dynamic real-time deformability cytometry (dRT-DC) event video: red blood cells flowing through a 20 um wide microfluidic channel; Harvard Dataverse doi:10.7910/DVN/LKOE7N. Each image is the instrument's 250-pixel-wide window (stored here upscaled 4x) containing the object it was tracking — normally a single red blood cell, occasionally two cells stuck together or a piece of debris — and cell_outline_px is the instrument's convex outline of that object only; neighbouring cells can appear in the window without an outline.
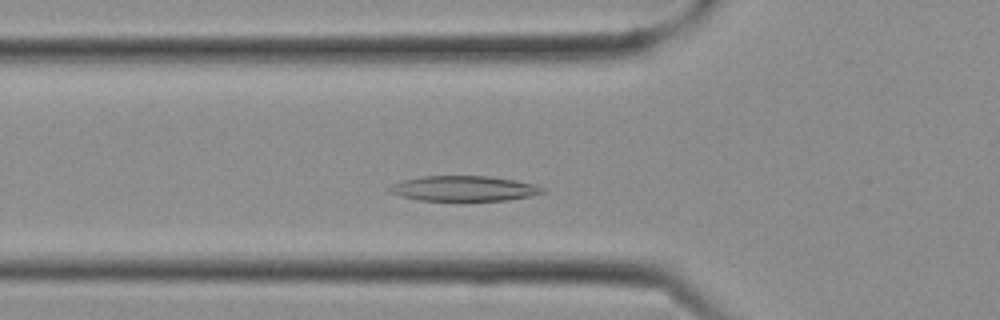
{"species": "Egyptian fruit bat (a non-hibernating species)", "species_latin": "Rousettus aegyptiacus", "temperature_condition": "cold", "stored_images_in_passage": 15, "camera_frame_rate_fps": 3000, "um_per_image_px": 0.085, "frame": {"image": 1, "passage_image": 6, "time_ms": 1.667, "image_size_px": [1000, 320], "cell_outline_px": [[544, 192], [532, 196], [508, 200], [420, 200], [400, 196], [388, 192], [388, 188], [392, 184], [404, 180], [424, 176], [488, 176], [516, 180], [532, 184], [544, 188]], "centroid_in_image_um": [39.42, 16.02], "position_along_channel_um": 86.4, "area_um2": 22.31}}
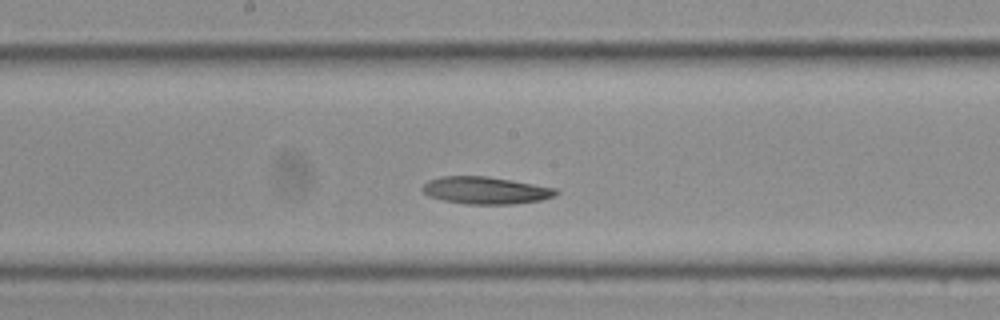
{"frame": {"image": 2, "passage_image": 11, "time_ms": 3.333, "image_size_px": [1000, 320], "cell_outline_px": [[560, 192], [556, 196], [540, 200], [512, 204], [464, 204], [444, 200], [428, 196], [420, 188], [428, 180], [440, 176], [484, 176], [512, 180], [556, 188]], "centroid_in_image_um": [41.27, 16.18], "position_along_channel_um": 206.9, "area_um2": 21.27}}
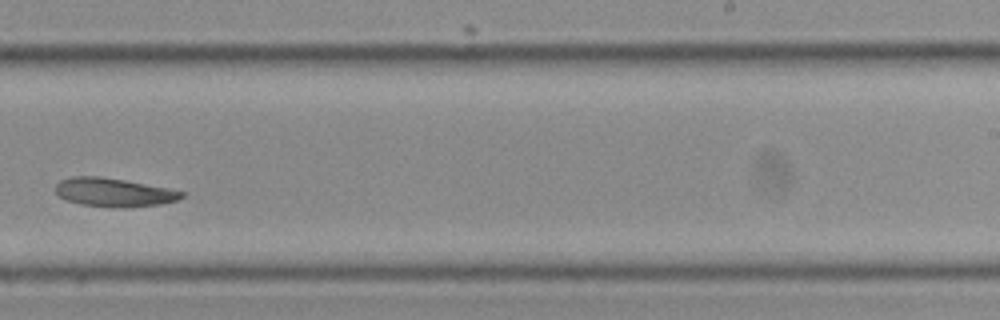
{"frame": {"image": 3, "passage_image": 14, "time_ms": 4.333, "image_size_px": [1000, 320], "cell_outline_px": [[184, 196], [176, 200], [160, 204], [124, 208], [80, 204], [64, 200], [56, 192], [56, 184], [60, 180], [72, 176], [100, 176], [172, 188], [184, 192]], "centroid_in_image_um": [9.68, 16.34], "position_along_channel_um": 279.3, "area_um2": 21.1}}